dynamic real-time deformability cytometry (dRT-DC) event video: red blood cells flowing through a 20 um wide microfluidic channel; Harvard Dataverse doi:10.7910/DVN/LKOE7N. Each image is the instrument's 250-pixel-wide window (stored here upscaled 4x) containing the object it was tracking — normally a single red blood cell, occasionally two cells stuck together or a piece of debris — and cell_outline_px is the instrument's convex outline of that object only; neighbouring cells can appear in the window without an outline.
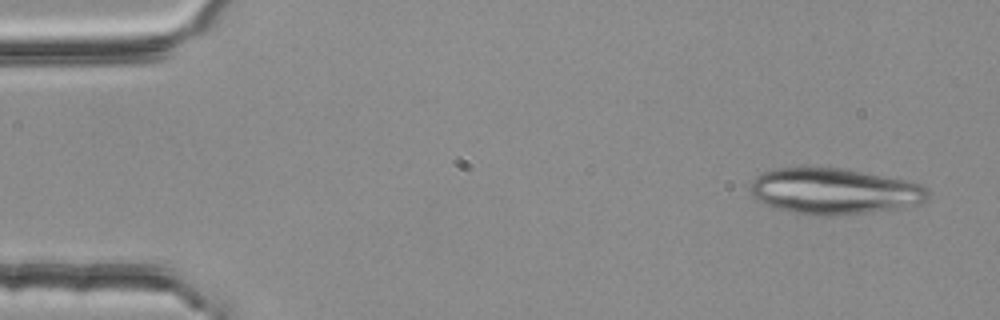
{"species": "common noctule bat (a hibernating species)", "species_latin": "Nyctalus noctula", "temperature_condition": "room temperature", "stored_images_in_passage": 4, "camera_frame_rate_fps": 3000, "um_per_image_px": 0.085, "animal": {"sex": "female", "body_mass_g": 25.1}, "frame": {"image": 1, "passage_image": 1, "time_ms": 0.0, "image_size_px": [1000, 320], "cell_outline_px": [[928, 200], [920, 204], [900, 208], [868, 212], [832, 216], [828, 216], [792, 212], [776, 208], [764, 204], [756, 200], [748, 192], [748, 188], [752, 180], [756, 176], [772, 168], [840, 168], [908, 180], [920, 184], [928, 188]], "centroid_in_image_um": [70.89, 16.26], "position_along_channel_um": 14.1, "area_um2": 47.8}}